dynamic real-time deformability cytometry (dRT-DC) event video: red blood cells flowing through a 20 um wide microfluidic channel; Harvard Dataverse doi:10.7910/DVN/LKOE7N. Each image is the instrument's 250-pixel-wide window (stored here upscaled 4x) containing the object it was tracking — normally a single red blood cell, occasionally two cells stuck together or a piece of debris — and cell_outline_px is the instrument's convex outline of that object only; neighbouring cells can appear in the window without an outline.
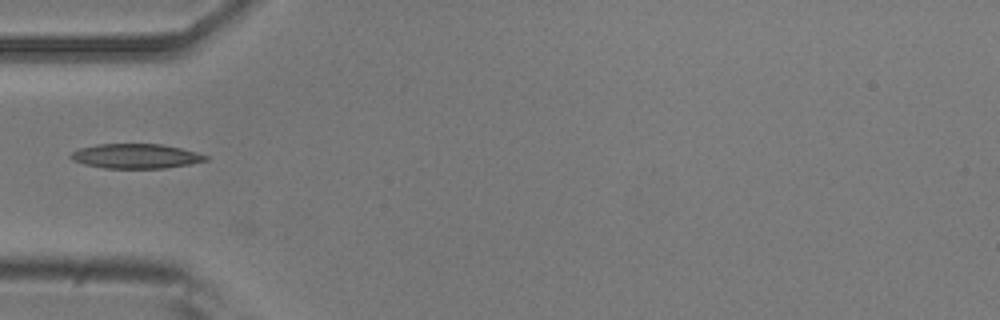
{"species": "common noctule bat (a hibernating species)", "species_latin": "Nyctalus noctula", "temperature_condition": "room temperature", "stored_images_in_passage": 17, "camera_frame_rate_fps": 3000, "um_per_image_px": 0.085, "animal": {"sex": "male", "body_mass_g": 20.5, "forearm_length_mm": 52.5}, "frame": {"image": 1, "passage_image": 16, "time_ms": 5.0, "image_size_px": [1000, 320], "cell_outline_px": [[208, 160], [188, 164], [164, 168], [104, 168], [84, 164], [72, 160], [68, 156], [72, 152], [80, 148], [96, 144], [160, 144], [180, 148], [196, 152], [208, 156]], "centroid_in_image_um": [11.51, 13.27], "position_along_channel_um": 73.5, "area_um2": 19.25}}